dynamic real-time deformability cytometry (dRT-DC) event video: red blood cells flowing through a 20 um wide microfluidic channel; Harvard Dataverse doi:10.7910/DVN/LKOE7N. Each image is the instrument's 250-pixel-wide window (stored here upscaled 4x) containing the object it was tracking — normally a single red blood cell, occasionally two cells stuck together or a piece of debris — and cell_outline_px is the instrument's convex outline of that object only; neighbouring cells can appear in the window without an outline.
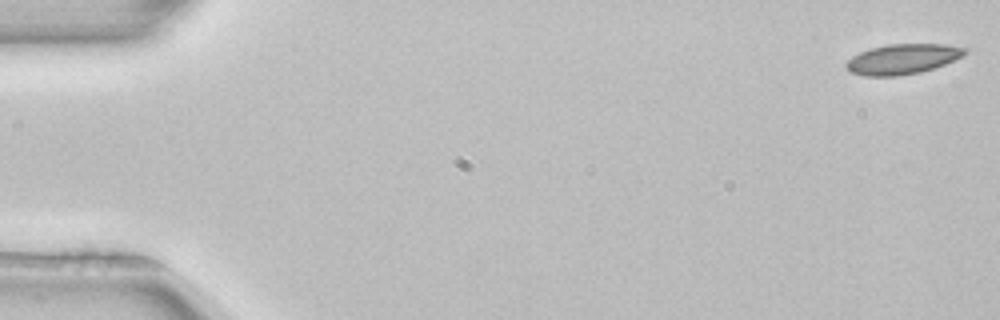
{"species": "common noctule bat (a hibernating species)", "species_latin": "Nyctalus noctula", "temperature_condition": "room temperature", "stored_images_in_passage": 8, "camera_frame_rate_fps": 3000, "um_per_image_px": 0.085, "animal": {"sex": "female", "body_mass_g": 22.7, "forearm_length_mm": 54.2}, "frame": {"image": 1, "passage_image": 1, "time_ms": 0.0, "image_size_px": [1000, 320], "cell_outline_px": [[968, 52], [964, 56], [944, 64], [920, 72], [900, 76], [864, 76], [852, 72], [844, 64], [852, 56], [860, 52], [872, 48], [888, 44], [944, 44], [968, 48]], "centroid_in_image_um": [76.75, 5.01], "position_along_channel_um": 8.3, "area_um2": 20.81}}